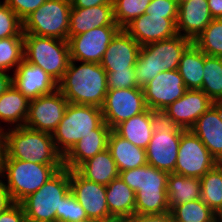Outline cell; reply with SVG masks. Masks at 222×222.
<instances>
[{
	"instance_id": "obj_1",
	"label": "cell",
	"mask_w": 222,
	"mask_h": 222,
	"mask_svg": "<svg viewBox=\"0 0 222 222\" xmlns=\"http://www.w3.org/2000/svg\"><path fill=\"white\" fill-rule=\"evenodd\" d=\"M75 62L70 60L57 89L69 103L101 108L108 91L105 69L98 63Z\"/></svg>"
},
{
	"instance_id": "obj_2",
	"label": "cell",
	"mask_w": 222,
	"mask_h": 222,
	"mask_svg": "<svg viewBox=\"0 0 222 222\" xmlns=\"http://www.w3.org/2000/svg\"><path fill=\"white\" fill-rule=\"evenodd\" d=\"M38 164H52L57 170L64 167V157L56 149L52 134L25 126L5 130L4 156Z\"/></svg>"
},
{
	"instance_id": "obj_3",
	"label": "cell",
	"mask_w": 222,
	"mask_h": 222,
	"mask_svg": "<svg viewBox=\"0 0 222 222\" xmlns=\"http://www.w3.org/2000/svg\"><path fill=\"white\" fill-rule=\"evenodd\" d=\"M168 175L149 164L119 172V177L135 192V213L161 214L170 211Z\"/></svg>"
},
{
	"instance_id": "obj_4",
	"label": "cell",
	"mask_w": 222,
	"mask_h": 222,
	"mask_svg": "<svg viewBox=\"0 0 222 222\" xmlns=\"http://www.w3.org/2000/svg\"><path fill=\"white\" fill-rule=\"evenodd\" d=\"M191 43L190 39L177 34L173 38L141 46L134 66L137 86L143 88L160 72L178 70L181 56Z\"/></svg>"
},
{
	"instance_id": "obj_5",
	"label": "cell",
	"mask_w": 222,
	"mask_h": 222,
	"mask_svg": "<svg viewBox=\"0 0 222 222\" xmlns=\"http://www.w3.org/2000/svg\"><path fill=\"white\" fill-rule=\"evenodd\" d=\"M152 138L147 146V163L167 173H174L181 134L186 130L164 111L151 109Z\"/></svg>"
},
{
	"instance_id": "obj_6",
	"label": "cell",
	"mask_w": 222,
	"mask_h": 222,
	"mask_svg": "<svg viewBox=\"0 0 222 222\" xmlns=\"http://www.w3.org/2000/svg\"><path fill=\"white\" fill-rule=\"evenodd\" d=\"M69 191L70 170L63 167L20 203L27 222H56V212H60L62 198Z\"/></svg>"
},
{
	"instance_id": "obj_7",
	"label": "cell",
	"mask_w": 222,
	"mask_h": 222,
	"mask_svg": "<svg viewBox=\"0 0 222 222\" xmlns=\"http://www.w3.org/2000/svg\"><path fill=\"white\" fill-rule=\"evenodd\" d=\"M58 170L52 164H38L3 157L2 175L13 202L21 203L36 192Z\"/></svg>"
},
{
	"instance_id": "obj_8",
	"label": "cell",
	"mask_w": 222,
	"mask_h": 222,
	"mask_svg": "<svg viewBox=\"0 0 222 222\" xmlns=\"http://www.w3.org/2000/svg\"><path fill=\"white\" fill-rule=\"evenodd\" d=\"M104 122L101 108L68 103L64 117L52 133L56 149L63 157L79 140Z\"/></svg>"
},
{
	"instance_id": "obj_9",
	"label": "cell",
	"mask_w": 222,
	"mask_h": 222,
	"mask_svg": "<svg viewBox=\"0 0 222 222\" xmlns=\"http://www.w3.org/2000/svg\"><path fill=\"white\" fill-rule=\"evenodd\" d=\"M24 59L42 68L58 83L71 60L68 41L24 34Z\"/></svg>"
},
{
	"instance_id": "obj_10",
	"label": "cell",
	"mask_w": 222,
	"mask_h": 222,
	"mask_svg": "<svg viewBox=\"0 0 222 222\" xmlns=\"http://www.w3.org/2000/svg\"><path fill=\"white\" fill-rule=\"evenodd\" d=\"M70 0H46L23 21V33L68 41Z\"/></svg>"
},
{
	"instance_id": "obj_11",
	"label": "cell",
	"mask_w": 222,
	"mask_h": 222,
	"mask_svg": "<svg viewBox=\"0 0 222 222\" xmlns=\"http://www.w3.org/2000/svg\"><path fill=\"white\" fill-rule=\"evenodd\" d=\"M217 164V160L190 129L181 134L175 174L200 179Z\"/></svg>"
},
{
	"instance_id": "obj_12",
	"label": "cell",
	"mask_w": 222,
	"mask_h": 222,
	"mask_svg": "<svg viewBox=\"0 0 222 222\" xmlns=\"http://www.w3.org/2000/svg\"><path fill=\"white\" fill-rule=\"evenodd\" d=\"M146 109L144 90L141 87L108 89L101 107L103 119L112 130Z\"/></svg>"
},
{
	"instance_id": "obj_13",
	"label": "cell",
	"mask_w": 222,
	"mask_h": 222,
	"mask_svg": "<svg viewBox=\"0 0 222 222\" xmlns=\"http://www.w3.org/2000/svg\"><path fill=\"white\" fill-rule=\"evenodd\" d=\"M68 100L56 89L30 100L25 127L52 134L64 117Z\"/></svg>"
},
{
	"instance_id": "obj_14",
	"label": "cell",
	"mask_w": 222,
	"mask_h": 222,
	"mask_svg": "<svg viewBox=\"0 0 222 222\" xmlns=\"http://www.w3.org/2000/svg\"><path fill=\"white\" fill-rule=\"evenodd\" d=\"M120 30L119 26H103L70 37L71 60L100 64L108 45Z\"/></svg>"
},
{
	"instance_id": "obj_15",
	"label": "cell",
	"mask_w": 222,
	"mask_h": 222,
	"mask_svg": "<svg viewBox=\"0 0 222 222\" xmlns=\"http://www.w3.org/2000/svg\"><path fill=\"white\" fill-rule=\"evenodd\" d=\"M70 190L93 222L114 219L108 210L106 185L89 181L76 170H70Z\"/></svg>"
},
{
	"instance_id": "obj_16",
	"label": "cell",
	"mask_w": 222,
	"mask_h": 222,
	"mask_svg": "<svg viewBox=\"0 0 222 222\" xmlns=\"http://www.w3.org/2000/svg\"><path fill=\"white\" fill-rule=\"evenodd\" d=\"M148 109L164 110L181 98L187 88L178 70L160 72L143 87Z\"/></svg>"
},
{
	"instance_id": "obj_17",
	"label": "cell",
	"mask_w": 222,
	"mask_h": 222,
	"mask_svg": "<svg viewBox=\"0 0 222 222\" xmlns=\"http://www.w3.org/2000/svg\"><path fill=\"white\" fill-rule=\"evenodd\" d=\"M177 18H163L143 14L133 19L123 29L140 45L167 40L177 35Z\"/></svg>"
},
{
	"instance_id": "obj_18",
	"label": "cell",
	"mask_w": 222,
	"mask_h": 222,
	"mask_svg": "<svg viewBox=\"0 0 222 222\" xmlns=\"http://www.w3.org/2000/svg\"><path fill=\"white\" fill-rule=\"evenodd\" d=\"M14 70L12 85L29 100L50 94L57 89L55 80L42 68L25 59Z\"/></svg>"
},
{
	"instance_id": "obj_19",
	"label": "cell",
	"mask_w": 222,
	"mask_h": 222,
	"mask_svg": "<svg viewBox=\"0 0 222 222\" xmlns=\"http://www.w3.org/2000/svg\"><path fill=\"white\" fill-rule=\"evenodd\" d=\"M140 47L124 29H121L108 45L100 65L106 72L134 70Z\"/></svg>"
},
{
	"instance_id": "obj_20",
	"label": "cell",
	"mask_w": 222,
	"mask_h": 222,
	"mask_svg": "<svg viewBox=\"0 0 222 222\" xmlns=\"http://www.w3.org/2000/svg\"><path fill=\"white\" fill-rule=\"evenodd\" d=\"M214 102L202 90H187L164 111L183 129H190Z\"/></svg>"
},
{
	"instance_id": "obj_21",
	"label": "cell",
	"mask_w": 222,
	"mask_h": 222,
	"mask_svg": "<svg viewBox=\"0 0 222 222\" xmlns=\"http://www.w3.org/2000/svg\"><path fill=\"white\" fill-rule=\"evenodd\" d=\"M212 20L207 0L180 1L176 21L177 34L193 42Z\"/></svg>"
},
{
	"instance_id": "obj_22",
	"label": "cell",
	"mask_w": 222,
	"mask_h": 222,
	"mask_svg": "<svg viewBox=\"0 0 222 222\" xmlns=\"http://www.w3.org/2000/svg\"><path fill=\"white\" fill-rule=\"evenodd\" d=\"M218 163H222V103H214L190 128Z\"/></svg>"
},
{
	"instance_id": "obj_23",
	"label": "cell",
	"mask_w": 222,
	"mask_h": 222,
	"mask_svg": "<svg viewBox=\"0 0 222 222\" xmlns=\"http://www.w3.org/2000/svg\"><path fill=\"white\" fill-rule=\"evenodd\" d=\"M112 129L104 121L91 134L82 137L64 156V167L76 170L82 163L108 148L109 135Z\"/></svg>"
},
{
	"instance_id": "obj_24",
	"label": "cell",
	"mask_w": 222,
	"mask_h": 222,
	"mask_svg": "<svg viewBox=\"0 0 222 222\" xmlns=\"http://www.w3.org/2000/svg\"><path fill=\"white\" fill-rule=\"evenodd\" d=\"M69 21L68 39L98 27L118 26L114 21L113 5L71 8Z\"/></svg>"
},
{
	"instance_id": "obj_25",
	"label": "cell",
	"mask_w": 222,
	"mask_h": 222,
	"mask_svg": "<svg viewBox=\"0 0 222 222\" xmlns=\"http://www.w3.org/2000/svg\"><path fill=\"white\" fill-rule=\"evenodd\" d=\"M108 149L119 172L148 164L146 150L122 138L114 130L109 135Z\"/></svg>"
},
{
	"instance_id": "obj_26",
	"label": "cell",
	"mask_w": 222,
	"mask_h": 222,
	"mask_svg": "<svg viewBox=\"0 0 222 222\" xmlns=\"http://www.w3.org/2000/svg\"><path fill=\"white\" fill-rule=\"evenodd\" d=\"M106 201L114 219L123 220L135 213V192L120 177L106 186Z\"/></svg>"
},
{
	"instance_id": "obj_27",
	"label": "cell",
	"mask_w": 222,
	"mask_h": 222,
	"mask_svg": "<svg viewBox=\"0 0 222 222\" xmlns=\"http://www.w3.org/2000/svg\"><path fill=\"white\" fill-rule=\"evenodd\" d=\"M76 171L85 179L106 186L119 177L116 162L108 148L82 163Z\"/></svg>"
},
{
	"instance_id": "obj_28",
	"label": "cell",
	"mask_w": 222,
	"mask_h": 222,
	"mask_svg": "<svg viewBox=\"0 0 222 222\" xmlns=\"http://www.w3.org/2000/svg\"><path fill=\"white\" fill-rule=\"evenodd\" d=\"M30 100L11 85L0 96V121L6 122L11 128L24 126ZM15 125V126H14Z\"/></svg>"
},
{
	"instance_id": "obj_29",
	"label": "cell",
	"mask_w": 222,
	"mask_h": 222,
	"mask_svg": "<svg viewBox=\"0 0 222 222\" xmlns=\"http://www.w3.org/2000/svg\"><path fill=\"white\" fill-rule=\"evenodd\" d=\"M113 130L132 144L146 149L153 134L151 109L121 122Z\"/></svg>"
},
{
	"instance_id": "obj_30",
	"label": "cell",
	"mask_w": 222,
	"mask_h": 222,
	"mask_svg": "<svg viewBox=\"0 0 222 222\" xmlns=\"http://www.w3.org/2000/svg\"><path fill=\"white\" fill-rule=\"evenodd\" d=\"M204 64L205 53L192 42L183 52L178 66L187 90H201Z\"/></svg>"
},
{
	"instance_id": "obj_31",
	"label": "cell",
	"mask_w": 222,
	"mask_h": 222,
	"mask_svg": "<svg viewBox=\"0 0 222 222\" xmlns=\"http://www.w3.org/2000/svg\"><path fill=\"white\" fill-rule=\"evenodd\" d=\"M167 196L170 209L173 206L201 199L200 179L169 173Z\"/></svg>"
},
{
	"instance_id": "obj_32",
	"label": "cell",
	"mask_w": 222,
	"mask_h": 222,
	"mask_svg": "<svg viewBox=\"0 0 222 222\" xmlns=\"http://www.w3.org/2000/svg\"><path fill=\"white\" fill-rule=\"evenodd\" d=\"M201 90L214 102L222 103V58L205 54Z\"/></svg>"
},
{
	"instance_id": "obj_33",
	"label": "cell",
	"mask_w": 222,
	"mask_h": 222,
	"mask_svg": "<svg viewBox=\"0 0 222 222\" xmlns=\"http://www.w3.org/2000/svg\"><path fill=\"white\" fill-rule=\"evenodd\" d=\"M201 200L215 213L222 209V163L200 178Z\"/></svg>"
},
{
	"instance_id": "obj_34",
	"label": "cell",
	"mask_w": 222,
	"mask_h": 222,
	"mask_svg": "<svg viewBox=\"0 0 222 222\" xmlns=\"http://www.w3.org/2000/svg\"><path fill=\"white\" fill-rule=\"evenodd\" d=\"M174 222H214L215 212L201 199L170 209Z\"/></svg>"
},
{
	"instance_id": "obj_35",
	"label": "cell",
	"mask_w": 222,
	"mask_h": 222,
	"mask_svg": "<svg viewBox=\"0 0 222 222\" xmlns=\"http://www.w3.org/2000/svg\"><path fill=\"white\" fill-rule=\"evenodd\" d=\"M193 43L206 55L222 58V19H213Z\"/></svg>"
},
{
	"instance_id": "obj_36",
	"label": "cell",
	"mask_w": 222,
	"mask_h": 222,
	"mask_svg": "<svg viewBox=\"0 0 222 222\" xmlns=\"http://www.w3.org/2000/svg\"><path fill=\"white\" fill-rule=\"evenodd\" d=\"M24 60V37L0 39V71L9 72Z\"/></svg>"
},
{
	"instance_id": "obj_37",
	"label": "cell",
	"mask_w": 222,
	"mask_h": 222,
	"mask_svg": "<svg viewBox=\"0 0 222 222\" xmlns=\"http://www.w3.org/2000/svg\"><path fill=\"white\" fill-rule=\"evenodd\" d=\"M151 0H113L115 23L123 29L133 19L145 14Z\"/></svg>"
},
{
	"instance_id": "obj_38",
	"label": "cell",
	"mask_w": 222,
	"mask_h": 222,
	"mask_svg": "<svg viewBox=\"0 0 222 222\" xmlns=\"http://www.w3.org/2000/svg\"><path fill=\"white\" fill-rule=\"evenodd\" d=\"M90 221L84 208L77 201L71 190L62 198L60 212H56V222Z\"/></svg>"
},
{
	"instance_id": "obj_39",
	"label": "cell",
	"mask_w": 222,
	"mask_h": 222,
	"mask_svg": "<svg viewBox=\"0 0 222 222\" xmlns=\"http://www.w3.org/2000/svg\"><path fill=\"white\" fill-rule=\"evenodd\" d=\"M8 37H24L23 22L4 1H0V39Z\"/></svg>"
},
{
	"instance_id": "obj_40",
	"label": "cell",
	"mask_w": 222,
	"mask_h": 222,
	"mask_svg": "<svg viewBox=\"0 0 222 222\" xmlns=\"http://www.w3.org/2000/svg\"><path fill=\"white\" fill-rule=\"evenodd\" d=\"M178 9V0H151L145 14L162 16L163 18H177Z\"/></svg>"
},
{
	"instance_id": "obj_41",
	"label": "cell",
	"mask_w": 222,
	"mask_h": 222,
	"mask_svg": "<svg viewBox=\"0 0 222 222\" xmlns=\"http://www.w3.org/2000/svg\"><path fill=\"white\" fill-rule=\"evenodd\" d=\"M107 73L108 89L136 88V77L134 70H121Z\"/></svg>"
},
{
	"instance_id": "obj_42",
	"label": "cell",
	"mask_w": 222,
	"mask_h": 222,
	"mask_svg": "<svg viewBox=\"0 0 222 222\" xmlns=\"http://www.w3.org/2000/svg\"><path fill=\"white\" fill-rule=\"evenodd\" d=\"M23 22L29 15L38 9L46 0H4Z\"/></svg>"
},
{
	"instance_id": "obj_43",
	"label": "cell",
	"mask_w": 222,
	"mask_h": 222,
	"mask_svg": "<svg viewBox=\"0 0 222 222\" xmlns=\"http://www.w3.org/2000/svg\"><path fill=\"white\" fill-rule=\"evenodd\" d=\"M122 222H174L171 212L161 214H138L124 218Z\"/></svg>"
},
{
	"instance_id": "obj_44",
	"label": "cell",
	"mask_w": 222,
	"mask_h": 222,
	"mask_svg": "<svg viewBox=\"0 0 222 222\" xmlns=\"http://www.w3.org/2000/svg\"><path fill=\"white\" fill-rule=\"evenodd\" d=\"M0 222H27L23 206L14 202L0 213Z\"/></svg>"
},
{
	"instance_id": "obj_45",
	"label": "cell",
	"mask_w": 222,
	"mask_h": 222,
	"mask_svg": "<svg viewBox=\"0 0 222 222\" xmlns=\"http://www.w3.org/2000/svg\"><path fill=\"white\" fill-rule=\"evenodd\" d=\"M71 8H91L98 5H113V0H70Z\"/></svg>"
},
{
	"instance_id": "obj_46",
	"label": "cell",
	"mask_w": 222,
	"mask_h": 222,
	"mask_svg": "<svg viewBox=\"0 0 222 222\" xmlns=\"http://www.w3.org/2000/svg\"><path fill=\"white\" fill-rule=\"evenodd\" d=\"M8 188L3 180L0 179V213L13 204Z\"/></svg>"
},
{
	"instance_id": "obj_47",
	"label": "cell",
	"mask_w": 222,
	"mask_h": 222,
	"mask_svg": "<svg viewBox=\"0 0 222 222\" xmlns=\"http://www.w3.org/2000/svg\"><path fill=\"white\" fill-rule=\"evenodd\" d=\"M213 19H222V0H207Z\"/></svg>"
},
{
	"instance_id": "obj_48",
	"label": "cell",
	"mask_w": 222,
	"mask_h": 222,
	"mask_svg": "<svg viewBox=\"0 0 222 222\" xmlns=\"http://www.w3.org/2000/svg\"><path fill=\"white\" fill-rule=\"evenodd\" d=\"M12 85V76L6 71H0V96Z\"/></svg>"
},
{
	"instance_id": "obj_49",
	"label": "cell",
	"mask_w": 222,
	"mask_h": 222,
	"mask_svg": "<svg viewBox=\"0 0 222 222\" xmlns=\"http://www.w3.org/2000/svg\"><path fill=\"white\" fill-rule=\"evenodd\" d=\"M4 156V142H0V179L2 175V160Z\"/></svg>"
},
{
	"instance_id": "obj_50",
	"label": "cell",
	"mask_w": 222,
	"mask_h": 222,
	"mask_svg": "<svg viewBox=\"0 0 222 222\" xmlns=\"http://www.w3.org/2000/svg\"><path fill=\"white\" fill-rule=\"evenodd\" d=\"M214 222H222V209L215 213Z\"/></svg>"
},
{
	"instance_id": "obj_51",
	"label": "cell",
	"mask_w": 222,
	"mask_h": 222,
	"mask_svg": "<svg viewBox=\"0 0 222 222\" xmlns=\"http://www.w3.org/2000/svg\"><path fill=\"white\" fill-rule=\"evenodd\" d=\"M1 122H0V142H4V136H5V130L3 127H1Z\"/></svg>"
},
{
	"instance_id": "obj_52",
	"label": "cell",
	"mask_w": 222,
	"mask_h": 222,
	"mask_svg": "<svg viewBox=\"0 0 222 222\" xmlns=\"http://www.w3.org/2000/svg\"><path fill=\"white\" fill-rule=\"evenodd\" d=\"M97 222H122V220L111 219V220H108V221H97Z\"/></svg>"
}]
</instances>
